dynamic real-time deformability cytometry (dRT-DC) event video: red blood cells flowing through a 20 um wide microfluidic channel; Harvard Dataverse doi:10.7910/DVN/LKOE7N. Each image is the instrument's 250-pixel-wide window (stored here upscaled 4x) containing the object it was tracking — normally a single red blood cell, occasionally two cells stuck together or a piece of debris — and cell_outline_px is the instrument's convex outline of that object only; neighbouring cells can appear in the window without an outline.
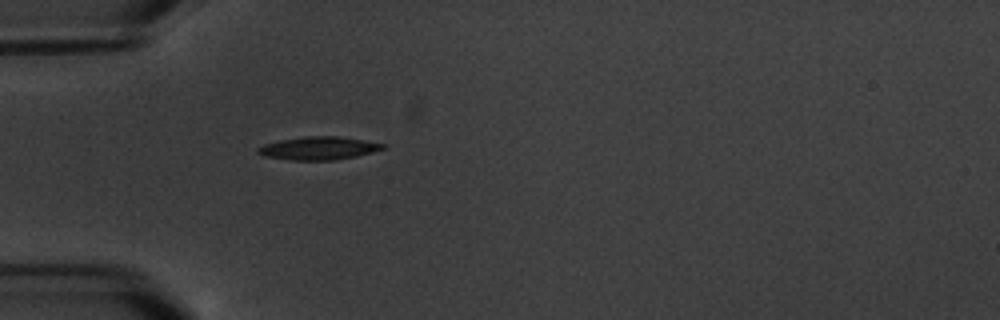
{"species": "common noctule bat (a hibernating species)", "species_latin": "Nyctalus noctula", "temperature_condition": "warm", "stored_images_in_passage": 1, "camera_frame_rate_fps": 3000, "um_per_image_px": 0.085, "animal": {"sex": "male", "body_mass_g": 20.1, "forearm_length_mm": 53.5}, "frame": {"image": 1, "passage_image": 1, "time_ms": 0.0, "image_size_px": [1000, 320], "cell_outline_px": [[388, 148], [356, 156], [336, 160], [292, 160], [264, 156], [256, 152], [256, 148], [264, 144], [280, 140], [304, 136], [340, 136], [388, 144]], "centroid_in_image_um": [27.12, 12.59], "position_along_channel_um": 57.9, "area_um2": 16.99}}